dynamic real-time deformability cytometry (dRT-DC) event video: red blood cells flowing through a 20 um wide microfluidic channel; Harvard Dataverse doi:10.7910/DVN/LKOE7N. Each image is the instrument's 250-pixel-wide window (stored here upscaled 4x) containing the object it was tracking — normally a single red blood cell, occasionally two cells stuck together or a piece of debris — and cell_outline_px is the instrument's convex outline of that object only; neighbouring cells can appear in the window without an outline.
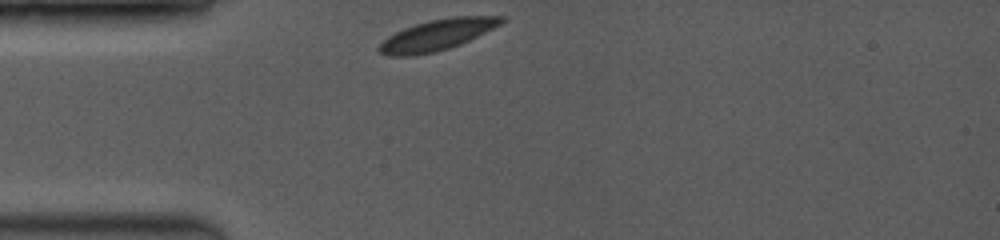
{"species": "common noctule bat (a hibernating species)", "species_latin": "Nyctalus noctula", "temperature_condition": "room temperature", "stored_images_in_passage": 21, "camera_frame_rate_fps": 3500, "um_per_image_px": 0.085, "animal": {"sex": "female", "body_mass_g": 19.0, "forearm_length_mm": 53.3}, "frame": {"image": 1, "passage_image": 1, "time_ms": 0.0, "image_size_px": [1000, 240], "cell_outline_px": [[504, 20], [500, 24], [460, 44], [448, 48], [432, 52], [412, 56], [388, 56], [376, 52], [376, 48], [388, 36], [404, 28], [416, 24], [432, 20], [452, 16], [504, 16]], "centroid_in_image_um": [37.09, 2.98], "position_along_channel_um": 47.9, "area_um2": 21.68}}
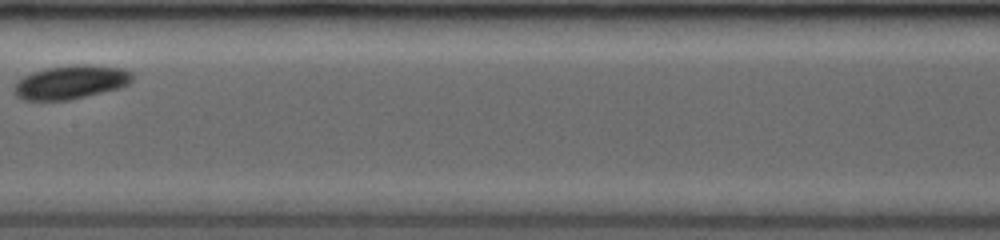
{"frame": {"image": 2, "passage_image": 12, "time_ms": 4.286, "image_size_px": [1000, 240], "cell_outline_px": [[132, 80], [128, 84], [120, 88], [68, 100], [24, 100], [16, 96], [12, 92], [12, 88], [24, 76], [32, 72], [44, 68], [76, 64], [88, 64], [124, 68], [132, 72]], "centroid_in_image_um": [6.02, 6.97], "position_along_channel_um": 201.4, "area_um2": 23.35}}
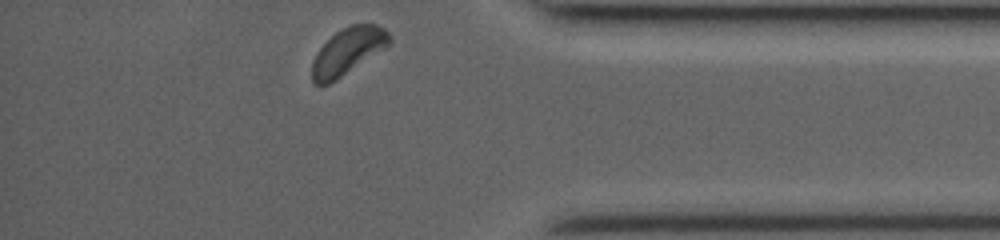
{"frame": {"image": 3, "passage_image": 21, "time_ms": 9.714, "image_size_px": [1000, 240], "cell_outline_px": [[392, 40], [388, 44], [336, 80], [328, 84], [312, 84], [312, 60], [316, 52], [336, 32], [352, 24], [376, 24], [384, 28], [392, 36]], "centroid_in_image_um": [29.53, 4.35], "position_along_channel_um": 405.7, "area_um2": 20.52}, "authors_computed_cell_mechanics": {"area_um2": 21.8484, "velocity_mm_per_s": 3.9171, "shape_relaxation_time_tau1_ms": 2.4179, "shape_relaxation_time_tau2_ms": null, "deformation_change_tau1": 0.0888, "deformation_change_tau2": null}}